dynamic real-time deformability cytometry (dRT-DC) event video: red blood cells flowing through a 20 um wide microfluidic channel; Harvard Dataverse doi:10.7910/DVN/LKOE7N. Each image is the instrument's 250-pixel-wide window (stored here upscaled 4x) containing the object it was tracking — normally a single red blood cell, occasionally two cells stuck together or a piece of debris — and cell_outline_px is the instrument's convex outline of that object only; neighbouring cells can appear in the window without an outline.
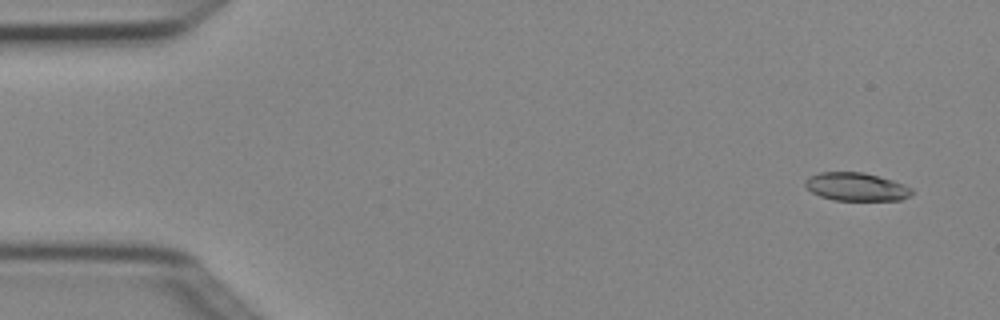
{"species": "Egyptian fruit bat (a non-hibernating species)", "species_latin": "Rousettus aegyptiacus", "temperature_condition": "cold", "stored_images_in_passage": 5, "segment_of_instrument_passage": [2, 2], "camera_frame_rate_fps": 3000, "um_per_image_px": 0.085, "animal": {"sex": "female"}, "frame": {"image": 1, "passage_image": 5, "time_ms": 1.333, "image_size_px": [1000, 320], "cell_outline_px": [[912, 196], [900, 200], [832, 200], [820, 196], [812, 192], [804, 184], [804, 180], [808, 176], [820, 172], [864, 172], [880, 176], [904, 184], [912, 188]], "centroid_in_image_um": [72.78, 15.87], "position_along_channel_um": 12.2, "area_um2": 17.69}}